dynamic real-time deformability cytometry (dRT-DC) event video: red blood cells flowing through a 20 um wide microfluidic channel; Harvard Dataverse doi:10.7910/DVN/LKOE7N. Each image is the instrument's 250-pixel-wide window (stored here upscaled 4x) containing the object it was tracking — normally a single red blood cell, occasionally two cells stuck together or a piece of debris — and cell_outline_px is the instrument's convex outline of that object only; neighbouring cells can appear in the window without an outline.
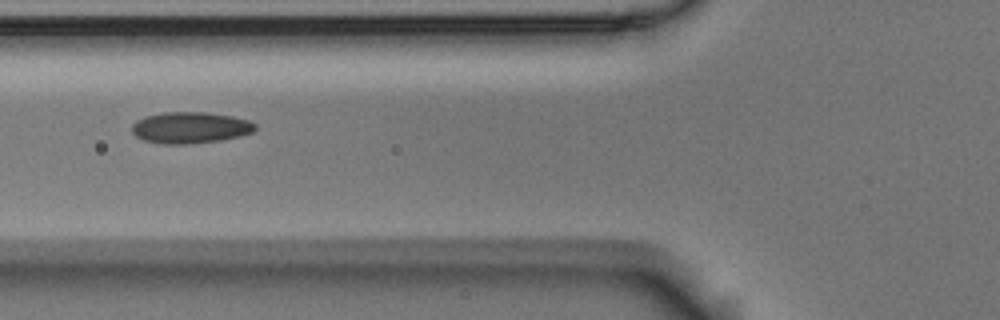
{"species": "Egyptian fruit bat (a non-hibernating species)", "species_latin": "Rousettus aegyptiacus", "temperature_condition": "room temperature", "stored_images_in_passage": 5, "camera_frame_rate_fps": 3000, "um_per_image_px": 0.085, "animal": {"sex": "male"}, "frame": {"image": 1, "passage_image": 2, "time_ms": 0.333, "image_size_px": [1000, 320], "cell_outline_px": [[256, 128], [252, 132], [240, 136], [220, 140], [184, 144], [164, 144], [144, 140], [136, 136], [132, 132], [132, 124], [136, 120], [144, 116], [164, 112], [208, 112], [232, 116], [248, 120], [256, 124]], "centroid_in_image_um": [16.16, 10.84], "position_along_channel_um": 109.6, "area_um2": 22.54}}
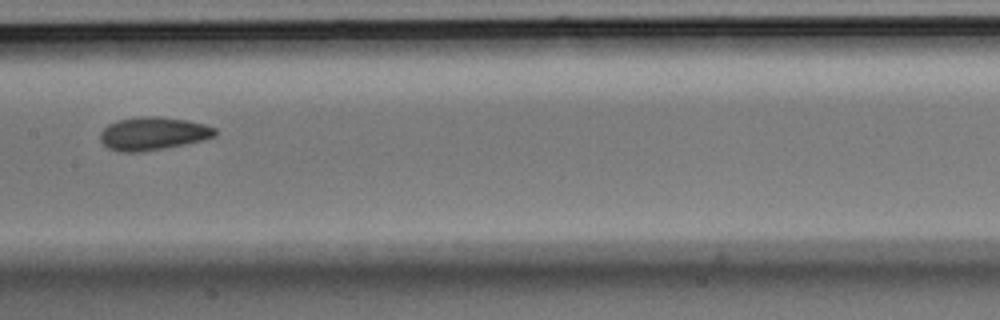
{"frame": {"image": 2, "passage_image": 4, "time_ms": 1.0, "image_size_px": [1000, 320], "cell_outline_px": [[216, 136], [184, 144], [164, 148], [136, 152], [120, 152], [108, 148], [100, 140], [100, 132], [108, 124], [120, 120], [140, 116], [160, 116], [188, 120], [204, 124], [216, 128]], "centroid_in_image_um": [13.0, 11.34], "position_along_channel_um": 194.4, "area_um2": 22.02}}
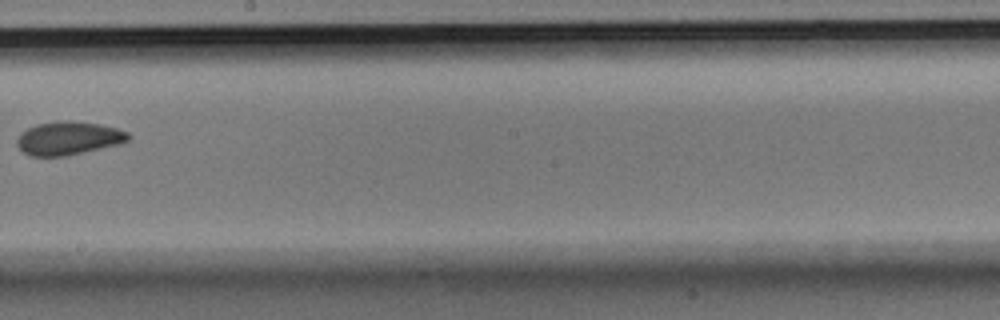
{"frame": {"image": 3, "passage_image": 5, "time_ms": 1.333, "image_size_px": [1000, 320], "cell_outline_px": [[132, 136], [128, 140], [120, 144], [68, 156], [32, 156], [24, 152], [16, 144], [16, 140], [20, 132], [36, 124], [64, 120], [100, 124], [116, 128], [128, 132]], "centroid_in_image_um": [5.83, 11.75], "position_along_channel_um": 242.4, "area_um2": 21.73}}